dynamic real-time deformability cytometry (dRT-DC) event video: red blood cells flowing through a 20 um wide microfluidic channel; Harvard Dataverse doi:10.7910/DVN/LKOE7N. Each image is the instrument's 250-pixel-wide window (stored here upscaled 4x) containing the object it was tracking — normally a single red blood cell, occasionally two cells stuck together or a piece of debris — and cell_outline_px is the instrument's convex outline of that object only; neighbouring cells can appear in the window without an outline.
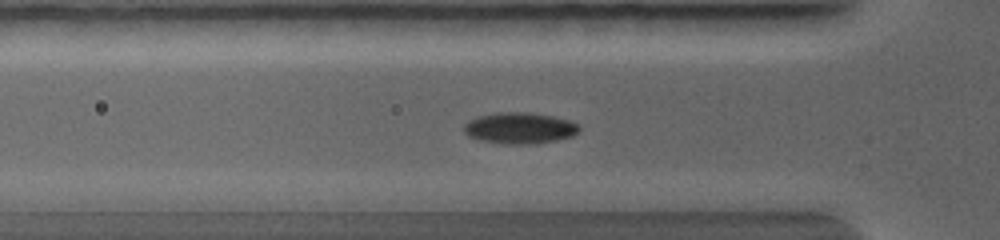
{"species": "common noctule bat (a hibernating species)", "species_latin": "Nyctalus noctula", "temperature_condition": "warm", "stored_images_in_passage": 20, "camera_frame_rate_fps": 5000, "um_per_image_px": 0.085, "animal": {"sex": "female", "body_mass_g": 19.0, "forearm_length_mm": 56.7}, "frame": {"image": 1, "passage_image": 6, "time_ms": 2.4, "image_size_px": [1000, 240], "cell_outline_px": [[576, 132], [572, 136], [536, 144], [500, 144], [484, 140], [472, 136], [464, 132], [464, 128], [472, 120], [480, 116], [496, 112], [524, 112], [552, 116], [576, 124]], "centroid_in_image_um": [44.15, 10.89], "position_along_channel_um": 81.6, "area_um2": 20.17}}
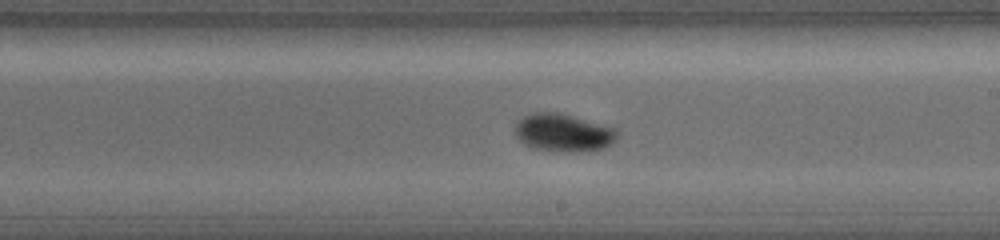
{"frame": {"image": 2, "passage_image": 12, "time_ms": 5.2, "image_size_px": [1000, 240], "cell_outline_px": [[616, 136], [604, 148], [580, 152], [560, 152], [532, 148], [520, 136], [516, 128], [520, 120], [524, 116], [532, 112], [560, 112], [608, 128]], "centroid_in_image_um": [47.82, 11.29], "position_along_channel_um": 241.2, "area_um2": 21.27}}
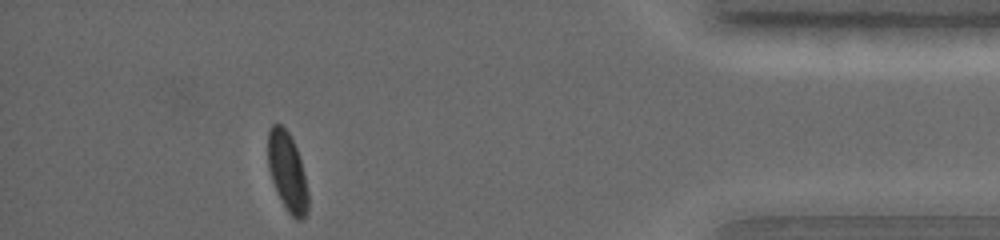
{"frame": {"image": 3, "passage_image": 20, "time_ms": 9.0, "image_size_px": [1000, 240], "cell_outline_px": [[308, 208], [304, 216], [300, 220], [296, 220], [292, 216], [284, 204], [276, 188], [272, 176], [268, 160], [268, 132], [276, 124], [280, 124], [284, 128], [292, 140], [300, 164], [308, 196]], "centroid_in_image_um": [24.41, 14.62], "position_along_channel_um": 410.8, "area_um2": 17.11}}